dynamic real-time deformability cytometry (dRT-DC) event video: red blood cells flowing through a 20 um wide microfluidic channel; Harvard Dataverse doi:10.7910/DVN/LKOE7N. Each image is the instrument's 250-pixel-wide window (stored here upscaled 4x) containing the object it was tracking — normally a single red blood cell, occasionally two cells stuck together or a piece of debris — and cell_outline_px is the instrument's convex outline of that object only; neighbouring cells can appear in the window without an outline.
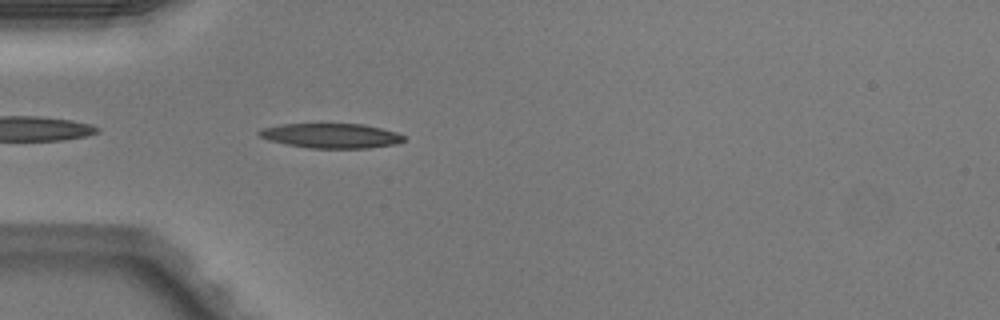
{"species": "Egyptian fruit bat (a non-hibernating species)", "species_latin": "Rousettus aegyptiacus", "temperature_condition": "warm", "stored_images_in_passage": 35, "camera_frame_rate_fps": 3000, "um_per_image_px": 0.085, "animal": {"sex": "male"}, "frame": {"image": 1, "passage_image": 2, "time_ms": 0.333, "image_size_px": [1000, 320], "cell_outline_px": [[404, 140], [396, 144], [368, 148], [312, 148], [288, 144], [268, 140], [260, 136], [256, 132], [260, 128], [280, 124], [364, 124], [396, 132], [404, 136]], "centroid_in_image_um": [28.12, 11.53], "position_along_channel_um": 56.9, "area_um2": 20.75}}
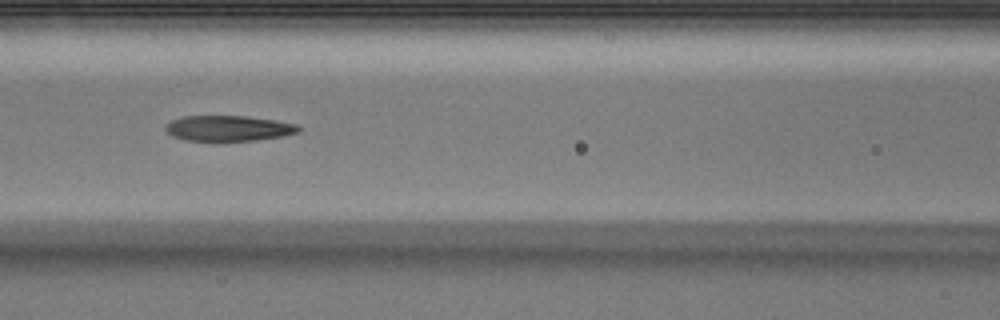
{"frame": {"image": 2, "passage_image": 9, "time_ms": 2.667, "image_size_px": [1000, 320], "cell_outline_px": [[300, 128], [296, 132], [280, 136], [256, 140], [216, 144], [184, 140], [172, 136], [164, 128], [172, 120], [184, 116], [248, 116], [276, 120], [296, 124]], "centroid_in_image_um": [19.35, 10.95], "position_along_channel_um": 147.2, "area_um2": 20.46}}
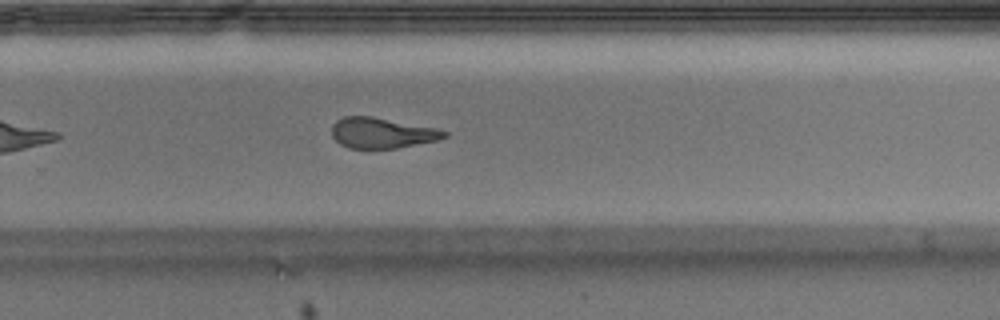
{"frame": {"image": 3, "passage_image": 20, "time_ms": 6.333, "image_size_px": [1000, 320], "cell_outline_px": [[448, 136], [436, 140], [396, 148], [348, 148], [340, 144], [332, 136], [332, 124], [336, 120], [344, 116], [372, 116], [436, 128], [448, 132]], "centroid_in_image_um": [32.43, 11.29], "position_along_channel_um": 297.4, "area_um2": 19.94}, "authors_computed_cell_mechanics": {"area_um2": 20.9236, "velocity_mm_per_s": 4.1094, "shape_relaxation_time_tau1_ms": null, "shape_relaxation_time_tau2_ms": 2.2929, "deformation_change_tau1": null, "deformation_change_tau2": 0.098}}